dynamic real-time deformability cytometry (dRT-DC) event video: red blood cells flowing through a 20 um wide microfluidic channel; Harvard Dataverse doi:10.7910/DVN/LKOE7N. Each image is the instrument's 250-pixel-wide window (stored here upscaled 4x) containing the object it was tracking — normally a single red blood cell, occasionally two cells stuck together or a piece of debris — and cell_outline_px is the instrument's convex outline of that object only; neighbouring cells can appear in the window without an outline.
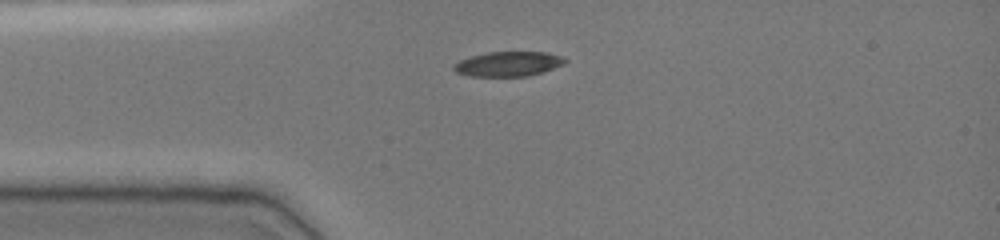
{"species": "common noctule bat (a hibernating species)", "species_latin": "Nyctalus noctula", "temperature_condition": "cold", "stored_images_in_passage": 36, "camera_frame_rate_fps": 3000, "um_per_image_px": 0.085, "animal": {"sex": "female", "body_mass_g": 19.0, "forearm_length_mm": 51.5}, "frame": {"image": 1, "passage_image": 1, "time_ms": 0.0, "image_size_px": [1000, 240], "cell_outline_px": [[568, 60], [564, 64], [544, 72], [528, 76], [468, 76], [456, 72], [452, 68], [452, 64], [460, 60], [472, 56], [488, 52], [548, 52], [560, 56]], "centroid_in_image_um": [43.2, 5.44], "position_along_channel_um": 41.8, "area_um2": 16.13}}
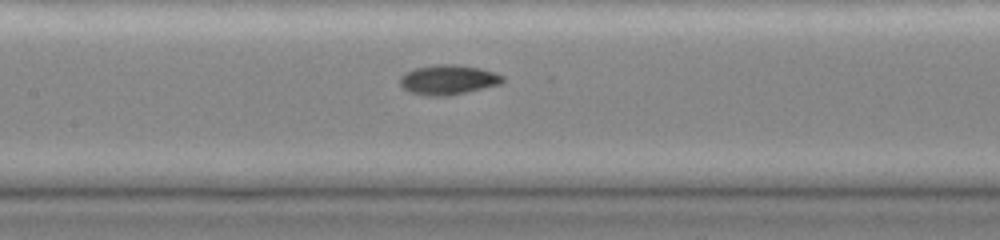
{"frame": {"image": 2, "passage_image": 12, "time_ms": 3.667, "image_size_px": [1000, 240], "cell_outline_px": [[504, 80], [500, 84], [448, 96], [428, 96], [408, 92], [400, 84], [400, 76], [404, 72], [416, 68], [440, 64], [456, 64], [480, 68], [496, 72], [504, 76]], "centroid_in_image_um": [38.09, 6.78], "position_along_channel_um": 169.3, "area_um2": 17.86}}
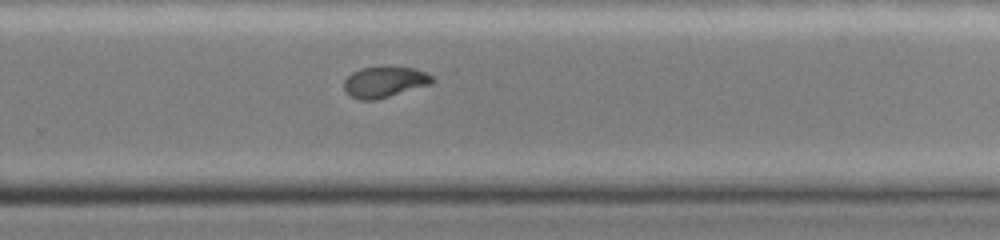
{"frame": {"image": 3, "passage_image": 22, "time_ms": 7.0, "image_size_px": [1000, 240], "cell_outline_px": [[436, 80], [432, 84], [376, 100], [360, 100], [352, 96], [344, 88], [344, 80], [352, 72], [360, 68], [392, 64], [416, 68], [432, 76]], "centroid_in_image_um": [32.73, 6.92], "position_along_channel_um": 297.1, "area_um2": 16.42}, "authors_computed_cell_mechanics": {"area_um2": 16.7042, "velocity_mm_per_s": 3.8472, "shape_relaxation_time_tau1_ms": 8.5819, "shape_relaxation_time_tau2_ms": 1.5644, "deformation_change_tau1": 0.2448, "deformation_change_tau2": 0.0448}}